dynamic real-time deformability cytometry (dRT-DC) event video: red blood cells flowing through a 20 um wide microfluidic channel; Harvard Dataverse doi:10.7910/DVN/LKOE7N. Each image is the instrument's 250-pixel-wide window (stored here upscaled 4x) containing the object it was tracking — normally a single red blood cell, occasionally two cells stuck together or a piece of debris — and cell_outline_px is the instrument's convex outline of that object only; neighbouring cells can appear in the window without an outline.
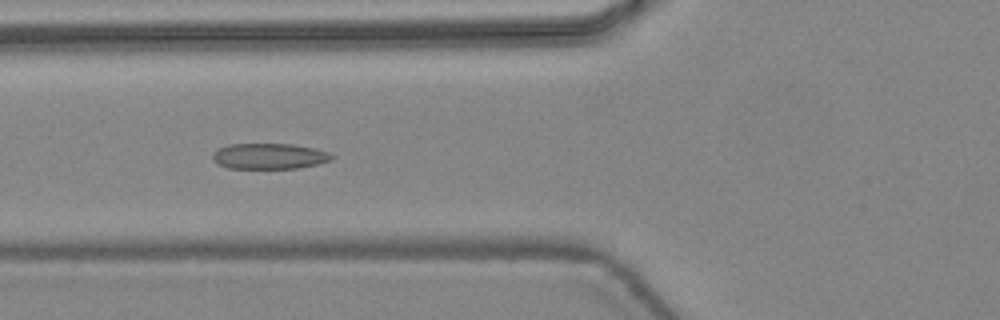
{"species": "common noctule bat (a hibernating species)", "species_latin": "Nyctalus noctula", "temperature_condition": "warm", "stored_images_in_passage": 36, "camera_frame_rate_fps": 3000, "um_per_image_px": 0.085, "animal": {"sex": "female", "body_mass_g": 24.6, "forearm_length_mm": 56.2}, "frame": {"image": 1, "passage_image": 8, "time_ms": 2.333, "image_size_px": [1000, 320], "cell_outline_px": [[336, 156], [332, 160], [300, 168], [228, 168], [216, 164], [212, 160], [212, 152], [216, 148], [228, 144], [292, 144], [316, 148], [328, 152]], "centroid_in_image_um": [22.86, 13.27], "position_along_channel_um": 102.9, "area_um2": 18.15}}
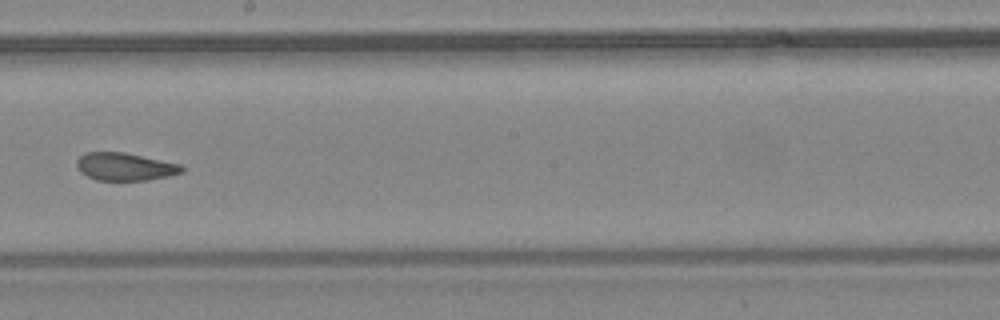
{"frame": {"image": 2, "passage_image": 17, "time_ms": 5.333, "image_size_px": [1000, 320], "cell_outline_px": [[184, 172], [168, 176], [148, 180], [96, 180], [80, 172], [76, 164], [76, 160], [84, 152], [124, 152], [180, 164], [184, 168]], "centroid_in_image_um": [10.61, 14.16], "position_along_channel_um": 237.6, "area_um2": 16.99}}
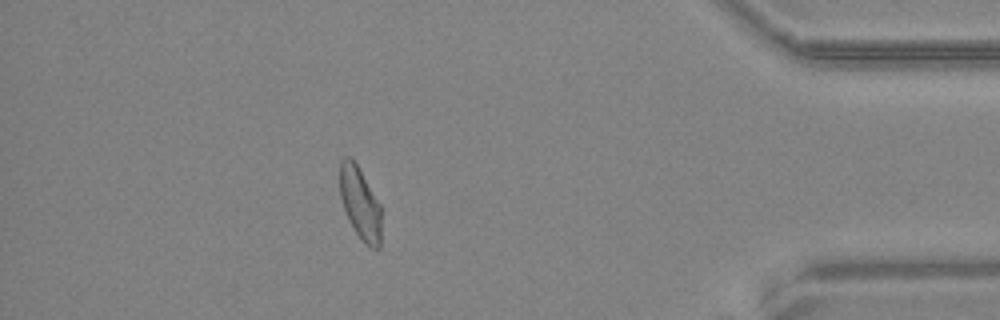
{"frame": {"image": 3, "passage_image": 31, "time_ms": 10.0, "image_size_px": [1000, 320], "cell_outline_px": [[380, 248], [372, 248], [356, 232], [348, 220], [340, 196], [340, 160], [344, 156], [352, 156], [380, 204]], "centroid_in_image_um": [30.58, 17.21], "position_along_channel_um": 404.6, "area_um2": 17.17}, "authors_computed_cell_mechanics": {"area_um2": 18.0914, "velocity_mm_per_s": 4.4794, "shape_relaxation_time_tau1_ms": null, "shape_relaxation_time_tau2_ms": 1.3397, "deformation_change_tau1": null, "deformation_change_tau2": 0.0586}}